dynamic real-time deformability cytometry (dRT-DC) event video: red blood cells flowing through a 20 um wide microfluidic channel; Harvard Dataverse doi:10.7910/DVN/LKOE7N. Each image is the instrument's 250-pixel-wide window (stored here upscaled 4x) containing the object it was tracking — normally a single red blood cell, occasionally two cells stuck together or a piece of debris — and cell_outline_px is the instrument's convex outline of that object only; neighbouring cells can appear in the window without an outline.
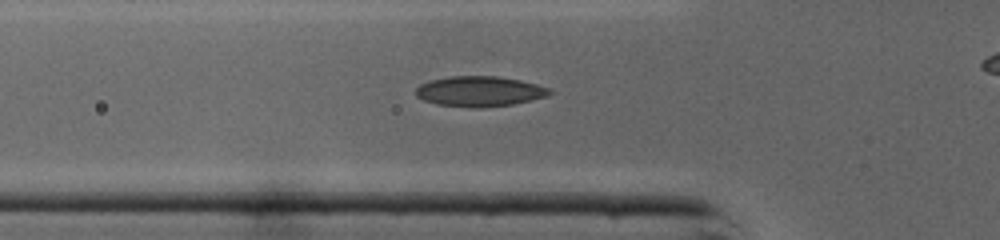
{"species": "common noctule bat (a hibernating species)", "species_latin": "Nyctalus noctula", "temperature_condition": "cold", "stored_images_in_passage": 36, "camera_frame_rate_fps": 3000, "um_per_image_px": 0.085, "animal": {"sex": "male", "body_mass_g": 19.0, "forearm_length_mm": 50.8}, "frame": {"image": 1, "passage_image": 14, "time_ms": 4.333, "image_size_px": [1000, 240], "cell_outline_px": [[556, 92], [548, 96], [512, 104], [480, 108], [468, 108], [436, 104], [424, 100], [416, 96], [416, 88], [420, 84], [432, 80], [448, 76], [496, 76], [520, 80], [552, 88]], "centroid_in_image_um": [40.8, 7.77], "position_along_channel_um": 85.0, "area_um2": 23.81}}
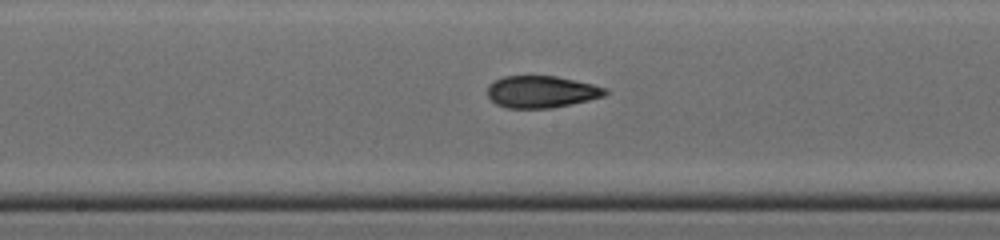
{"frame": {"image": 2, "passage_image": 22, "time_ms": 7.0, "image_size_px": [1000, 240], "cell_outline_px": [[608, 92], [604, 96], [588, 100], [552, 108], [504, 108], [496, 104], [488, 96], [488, 84], [504, 76], [556, 76], [592, 84], [608, 88]], "centroid_in_image_um": [46.02, 7.8], "position_along_channel_um": 202.2, "area_um2": 21.91}}
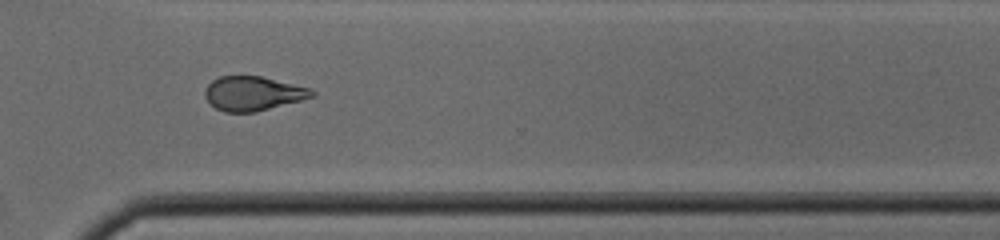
{"frame": {"image": 3, "passage_image": 32, "time_ms": 10.333, "image_size_px": [1000, 240], "cell_outline_px": [[316, 96], [256, 112], [224, 112], [216, 108], [204, 96], [204, 88], [212, 80], [220, 76], [260, 76], [308, 88], [316, 92]], "centroid_in_image_um": [21.48, 7.95], "position_along_channel_um": 349.1, "area_um2": 21.21}}